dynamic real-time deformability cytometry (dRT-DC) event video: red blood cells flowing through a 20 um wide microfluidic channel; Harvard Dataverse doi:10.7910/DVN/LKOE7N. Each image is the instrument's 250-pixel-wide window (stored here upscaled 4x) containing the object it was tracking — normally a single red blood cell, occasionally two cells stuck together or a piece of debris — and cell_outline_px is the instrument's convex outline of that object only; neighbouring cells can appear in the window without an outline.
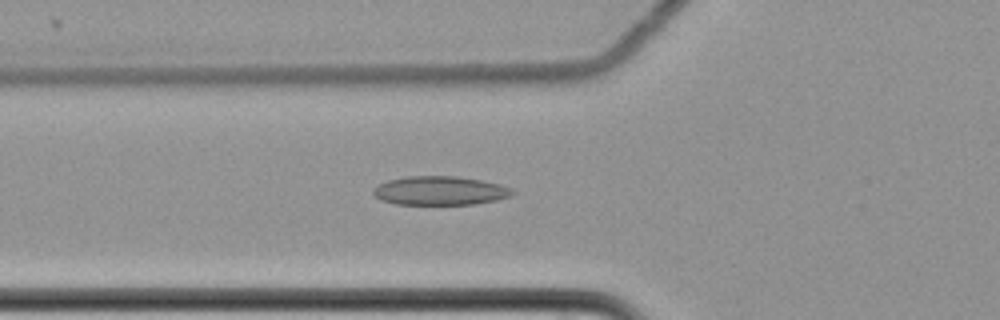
{"species": "common noctule bat (a hibernating species)", "species_latin": "Nyctalus noctula", "temperature_condition": "cold", "stored_images_in_passage": 52, "camera_frame_rate_fps": 3000, "um_per_image_px": 0.085, "animal": {"sex": "female", "body_mass_g": 22.7, "forearm_length_mm": 54.2}, "frame": {"image": 1, "passage_image": 16, "time_ms": 5.0, "image_size_px": [1000, 320], "cell_outline_px": [[516, 192], [512, 196], [496, 200], [472, 204], [396, 204], [380, 200], [372, 192], [372, 188], [388, 180], [408, 176], [456, 176], [484, 180], [500, 184], [512, 188]], "centroid_in_image_um": [37.43, 16.2], "position_along_channel_um": 88.4, "area_um2": 23.52}}
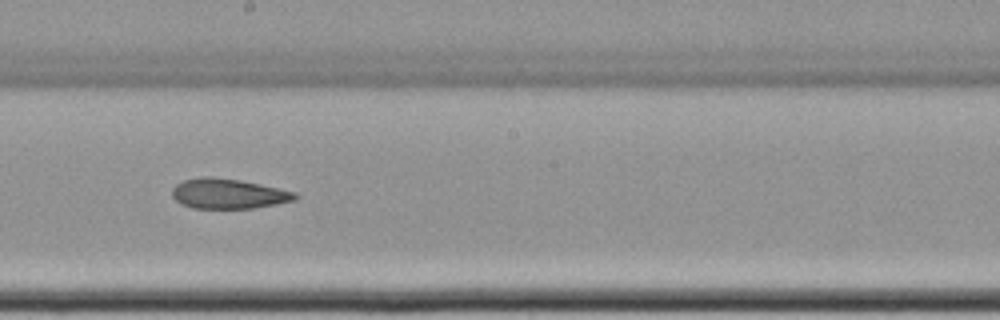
{"frame": {"image": 2, "passage_image": 28, "time_ms": 9.0, "image_size_px": [1000, 320], "cell_outline_px": [[300, 196], [296, 200], [276, 204], [252, 208], [192, 208], [180, 204], [172, 196], [172, 188], [176, 184], [184, 180], [204, 176], [208, 176], [240, 180], [260, 184], [296, 192]], "centroid_in_image_um": [19.41, 16.46], "position_along_channel_um": 228.8, "area_um2": 21.56}}
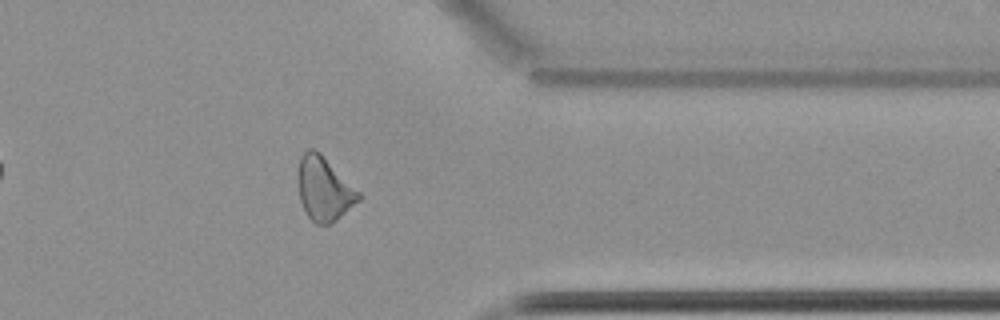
{"frame": {"image": 3, "passage_image": 42, "time_ms": 13.667, "image_size_px": [1000, 320], "cell_outline_px": [[360, 200], [336, 220], [328, 224], [316, 224], [308, 216], [300, 200], [296, 180], [296, 176], [300, 156], [308, 148], [312, 148], [320, 152], [360, 192]], "centroid_in_image_um": [27.51, 16.02], "position_along_channel_um": 383.9, "area_um2": 22.66}}